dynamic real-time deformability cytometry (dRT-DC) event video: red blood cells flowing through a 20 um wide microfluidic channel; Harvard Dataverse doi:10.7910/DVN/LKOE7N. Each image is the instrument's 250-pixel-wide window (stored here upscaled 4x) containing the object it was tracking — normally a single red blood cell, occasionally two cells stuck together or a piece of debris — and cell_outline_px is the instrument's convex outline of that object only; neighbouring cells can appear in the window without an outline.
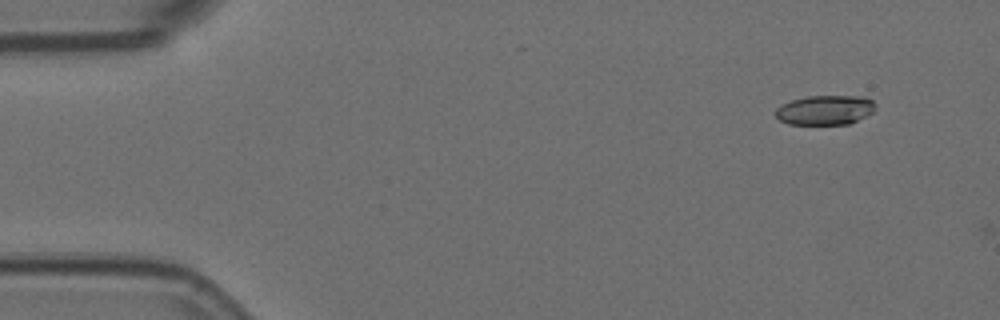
{"species": "Egyptian fruit bat (a non-hibernating species)", "species_latin": "Rousettus aegyptiacus", "temperature_condition": "room temperature", "stored_images_in_passage": 2, "camera_frame_rate_fps": 3000, "um_per_image_px": 0.085, "animal": {"sex": "female"}, "frame": {"image": 1, "passage_image": 1, "time_ms": 0.0, "image_size_px": [1000, 320], "cell_outline_px": [[876, 108], [872, 112], [848, 124], [788, 124], [780, 120], [776, 116], [776, 108], [780, 104], [792, 100], [808, 96], [860, 96], [872, 100], [876, 104]], "centroid_in_image_um": [70.11, 9.34], "position_along_channel_um": 14.9, "area_um2": 17.11}}